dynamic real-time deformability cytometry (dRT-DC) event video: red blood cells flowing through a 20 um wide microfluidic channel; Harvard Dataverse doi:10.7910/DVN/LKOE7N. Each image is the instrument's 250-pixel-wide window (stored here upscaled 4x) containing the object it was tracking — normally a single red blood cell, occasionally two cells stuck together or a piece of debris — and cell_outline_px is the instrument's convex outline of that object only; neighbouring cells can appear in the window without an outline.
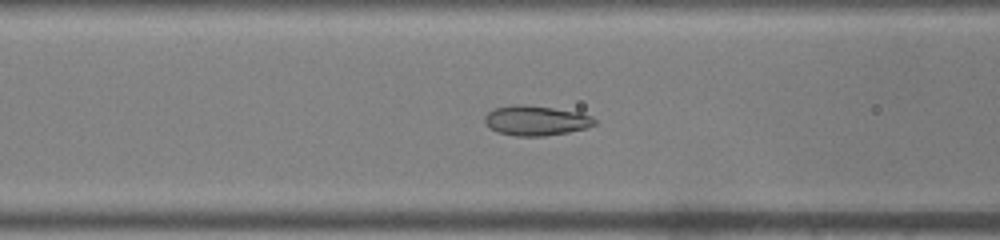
{"species": "common noctule bat (a hibernating species)", "species_latin": "Nyctalus noctula", "temperature_condition": "warm", "stored_images_in_passage": 50, "camera_frame_rate_fps": 3000, "um_per_image_px": 0.085, "animal": {"sex": "male", "body_mass_g": 19.0, "forearm_length_mm": 50.8}, "frame": {"image": 1, "passage_image": 20, "time_ms": 6.333, "image_size_px": [1000, 240], "cell_outline_px": [[596, 124], [588, 128], [568, 132], [544, 136], [516, 136], [496, 132], [484, 124], [484, 116], [488, 112], [496, 108], [512, 104], [524, 104], [580, 112], [592, 116], [596, 120]], "centroid_in_image_um": [45.55, 10.25], "position_along_channel_um": 121.1, "area_um2": 19.36}}
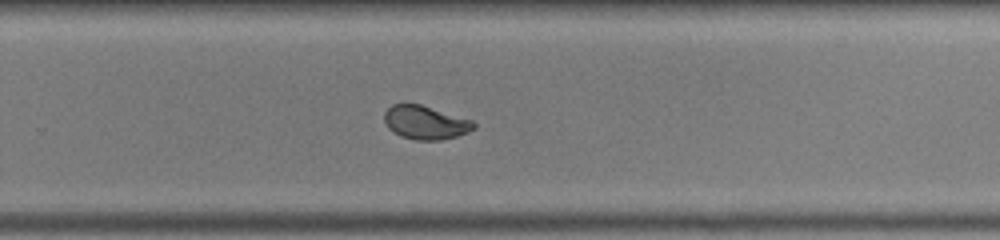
{"frame": {"image": 2, "passage_image": 33, "time_ms": 10.667, "image_size_px": [1000, 240], "cell_outline_px": [[476, 128], [468, 132], [456, 136], [440, 140], [416, 140], [400, 136], [388, 128], [384, 120], [384, 112], [392, 104], [420, 104], [472, 120], [476, 124]], "centroid_in_image_um": [36.15, 10.42], "position_along_channel_um": 293.6, "area_um2": 17.46}}
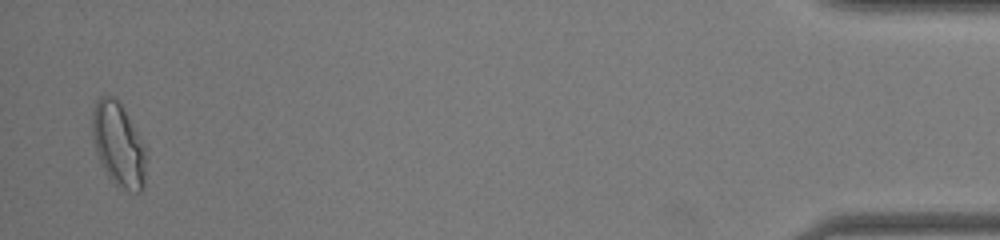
{"frame": {"image": 3, "passage_image": 49, "time_ms": 16.0, "image_size_px": [1000, 240], "cell_outline_px": [[144, 188], [140, 192], [136, 192], [120, 188], [108, 176], [96, 152], [92, 136], [92, 112], [96, 100], [100, 96], [112, 96], [120, 104], [144, 144]], "centroid_in_image_um": [10.04, 12.29], "position_along_channel_um": 425.2, "area_um2": 25.66}, "authors_computed_cell_mechanics": {"area_um2": 19.4786, "velocity_mm_per_s": 3.9927, "shape_relaxation_time_tau1_ms": 7.0236, "shape_relaxation_time_tau2_ms": null, "deformation_change_tau1": 0.204, "deformation_change_tau2": null}}